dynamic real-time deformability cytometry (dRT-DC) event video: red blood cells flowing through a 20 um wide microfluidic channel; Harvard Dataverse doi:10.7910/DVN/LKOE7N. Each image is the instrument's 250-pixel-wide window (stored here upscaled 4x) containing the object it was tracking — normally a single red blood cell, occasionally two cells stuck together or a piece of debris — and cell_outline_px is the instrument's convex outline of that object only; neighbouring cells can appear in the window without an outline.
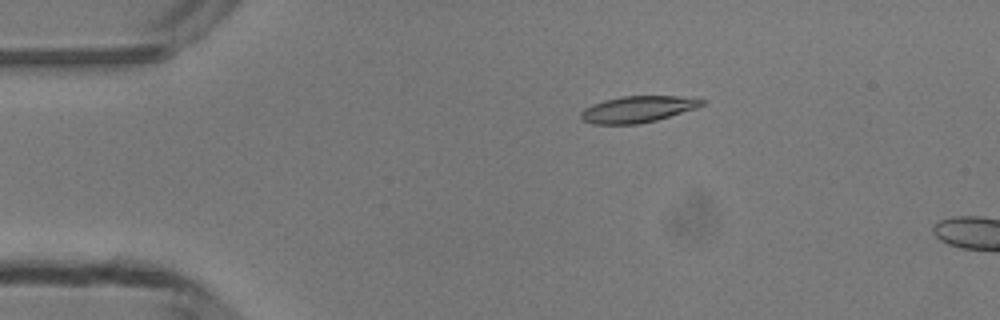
{"species": "common noctule bat (a hibernating species)", "species_latin": "Nyctalus noctula", "temperature_condition": "room temperature", "stored_images_in_passage": 5, "camera_frame_rate_fps": 3000, "um_per_image_px": 0.085, "animal": {"sex": "male", "body_mass_g": 13.3}, "frame": {"image": 1, "passage_image": 3, "time_ms": 2.333, "image_size_px": [1000, 320], "cell_outline_px": [[704, 104], [696, 108], [656, 120], [640, 124], [592, 124], [580, 120], [580, 112], [584, 108], [592, 104], [604, 100], [620, 96], [692, 96], [704, 100]], "centroid_in_image_um": [54.18, 9.28], "position_along_channel_um": 30.8, "area_um2": 18.84}}